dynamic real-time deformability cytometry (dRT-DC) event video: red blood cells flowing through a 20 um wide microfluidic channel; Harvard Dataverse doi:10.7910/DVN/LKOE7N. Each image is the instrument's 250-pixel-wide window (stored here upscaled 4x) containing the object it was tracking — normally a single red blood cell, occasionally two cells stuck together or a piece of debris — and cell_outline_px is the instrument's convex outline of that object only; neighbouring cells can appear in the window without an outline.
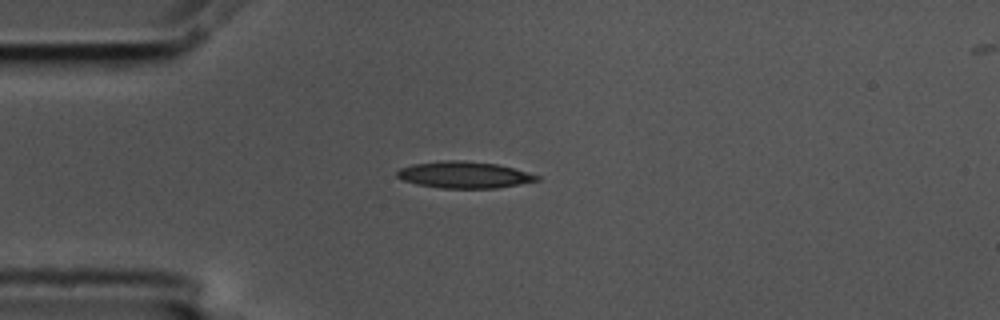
{"species": "common noctule bat (a hibernating species)", "species_latin": "Nyctalus noctula", "temperature_condition": "cold", "stored_images_in_passage": 5, "camera_frame_rate_fps": 3000, "um_per_image_px": 0.085, "animal": {"sex": "male", "body_mass_g": 17.5, "forearm_length_mm": 52.3}, "frame": {"image": 1, "passage_image": 3, "time_ms": 0.667, "image_size_px": [1000, 320], "cell_outline_px": [[540, 180], [496, 188], [440, 188], [416, 184], [404, 180], [396, 176], [396, 172], [400, 168], [412, 164], [444, 160], [460, 160], [496, 164], [512, 168], [540, 176]], "centroid_in_image_um": [39.42, 14.86], "position_along_channel_um": 45.6, "area_um2": 21.5}}